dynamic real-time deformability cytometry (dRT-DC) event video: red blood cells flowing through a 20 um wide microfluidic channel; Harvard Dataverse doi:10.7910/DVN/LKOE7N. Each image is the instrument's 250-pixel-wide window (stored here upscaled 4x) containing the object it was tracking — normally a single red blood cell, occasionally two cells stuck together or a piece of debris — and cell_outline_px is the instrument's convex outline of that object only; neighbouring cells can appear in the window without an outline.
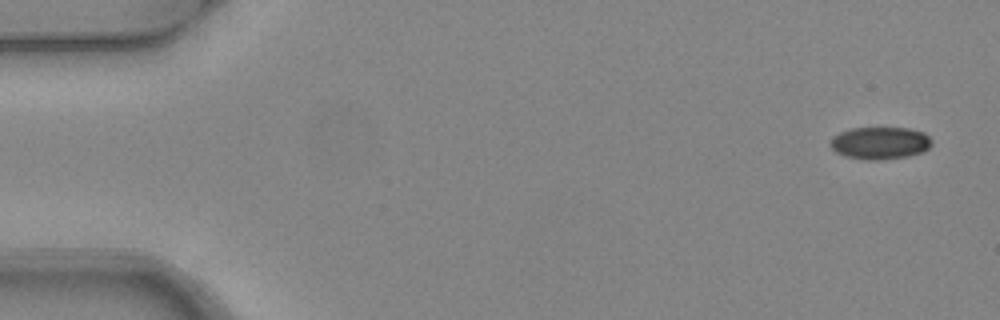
{"species": "common noctule bat (a hibernating species)", "species_latin": "Nyctalus noctula", "temperature_condition": "warm", "stored_images_in_passage": 4, "camera_frame_rate_fps": 3000, "um_per_image_px": 0.085, "animal": {"sex": "female", "body_mass_g": 24.6, "forearm_length_mm": 56.2}, "frame": {"image": 1, "passage_image": 1, "time_ms": 0.0, "image_size_px": [1000, 320], "cell_outline_px": [[932, 144], [924, 152], [908, 156], [880, 160], [864, 160], [844, 156], [836, 152], [828, 144], [832, 136], [840, 132], [852, 128], [912, 128], [924, 132], [932, 140]], "centroid_in_image_um": [74.8, 12.16], "position_along_channel_um": 10.2, "area_um2": 19.42}}
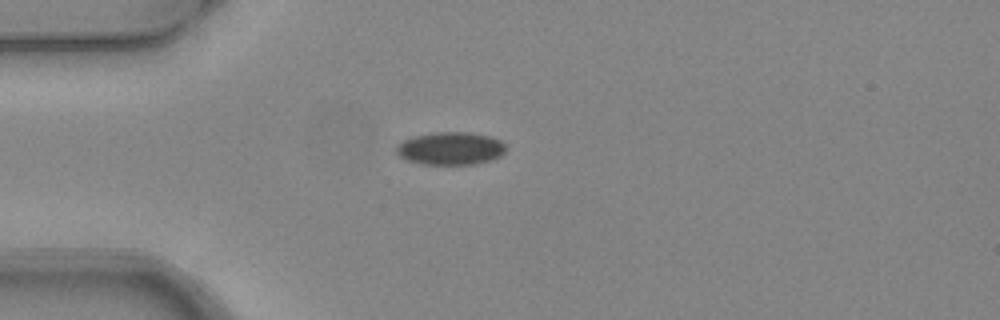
{"frame": {"image": 2, "passage_image": 4, "time_ms": 1.0, "image_size_px": [1000, 320], "cell_outline_px": [[504, 152], [500, 156], [488, 160], [472, 164], [424, 164], [408, 160], [400, 156], [396, 152], [396, 144], [412, 136], [432, 132], [468, 132], [488, 136], [500, 140], [504, 144]], "centroid_in_image_um": [38.25, 12.6], "position_along_channel_um": 46.8, "area_um2": 20.75}}